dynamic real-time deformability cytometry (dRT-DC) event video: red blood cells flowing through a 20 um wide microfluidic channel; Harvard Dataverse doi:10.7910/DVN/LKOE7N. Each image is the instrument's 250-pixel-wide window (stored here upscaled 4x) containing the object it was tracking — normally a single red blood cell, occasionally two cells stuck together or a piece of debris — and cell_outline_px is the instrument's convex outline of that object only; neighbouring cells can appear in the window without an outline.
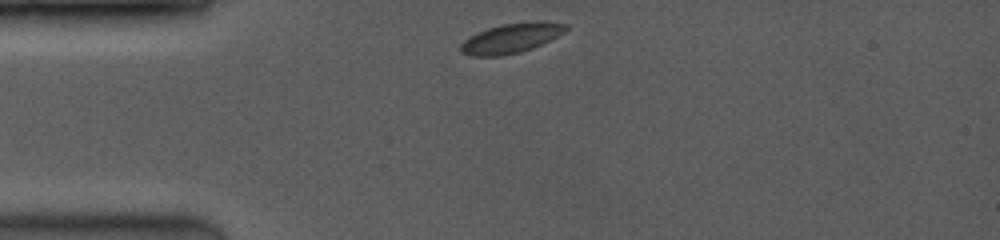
{"species": "common noctule bat (a hibernating species)", "species_latin": "Nyctalus noctula", "temperature_condition": "room temperature", "stored_images_in_passage": 42, "camera_frame_rate_fps": 3500, "um_per_image_px": 0.085, "animal": {"sex": "female", "body_mass_g": 19.0, "forearm_length_mm": 53.3}, "frame": {"image": 1, "passage_image": 1, "time_ms": 0.0, "image_size_px": [1000, 240], "cell_outline_px": [[568, 28], [564, 32], [532, 48], [520, 52], [500, 56], [472, 56], [460, 52], [460, 44], [464, 40], [476, 32], [500, 24], [536, 20], [540, 20], [568, 24]], "centroid_in_image_um": [43.43, 3.22], "position_along_channel_um": 41.6, "area_um2": 18.32}}
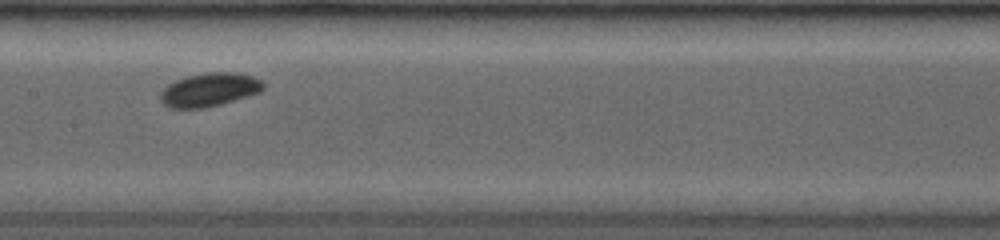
{"frame": {"image": 2, "passage_image": 18, "time_ms": 4.286, "image_size_px": [1000, 240], "cell_outline_px": [[264, 88], [260, 92], [220, 104], [204, 108], [168, 108], [160, 100], [160, 92], [168, 84], [176, 80], [188, 76], [208, 72], [236, 72], [252, 76], [260, 80], [264, 84]], "centroid_in_image_um": [17.78, 7.62], "position_along_channel_um": 189.6, "area_um2": 20.0}}
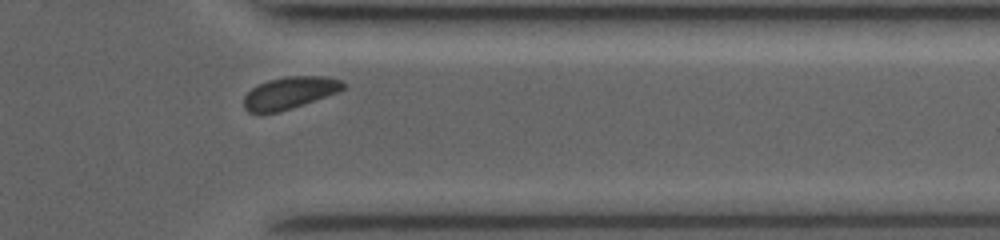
{"frame": {"image": 3, "passage_image": 37, "time_ms": 9.143, "image_size_px": [1000, 240], "cell_outline_px": [[348, 88], [340, 92], [280, 112], [260, 116], [248, 112], [244, 108], [244, 96], [252, 88], [268, 80], [284, 76], [324, 76], [344, 80], [348, 84]], "centroid_in_image_um": [24.66, 7.92], "position_along_channel_um": 386.7, "area_um2": 19.31}, "authors_computed_cell_mechanics": {"area_um2": 18.9584, "velocity_mm_per_s": 4.037, "shape_relaxation_time_tau1_ms": 1.5942, "shape_relaxation_time_tau2_ms": null, "deformation_change_tau1": 0.07, "deformation_change_tau2": null}}